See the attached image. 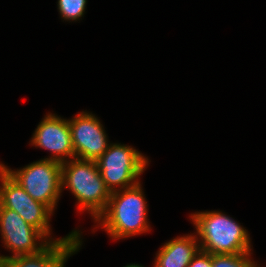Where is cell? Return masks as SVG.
<instances>
[{"label":"cell","mask_w":266,"mask_h":267,"mask_svg":"<svg viewBox=\"0 0 266 267\" xmlns=\"http://www.w3.org/2000/svg\"><path fill=\"white\" fill-rule=\"evenodd\" d=\"M0 234L5 249L13 254L12 256L0 255V261L18 255L37 253L51 242L16 211L5 207H0Z\"/></svg>","instance_id":"7"},{"label":"cell","mask_w":266,"mask_h":267,"mask_svg":"<svg viewBox=\"0 0 266 267\" xmlns=\"http://www.w3.org/2000/svg\"><path fill=\"white\" fill-rule=\"evenodd\" d=\"M5 172L34 200L54 212L62 193L61 163L43 158L17 170L5 166Z\"/></svg>","instance_id":"5"},{"label":"cell","mask_w":266,"mask_h":267,"mask_svg":"<svg viewBox=\"0 0 266 267\" xmlns=\"http://www.w3.org/2000/svg\"><path fill=\"white\" fill-rule=\"evenodd\" d=\"M199 250L195 232L175 237L157 251L153 267H188Z\"/></svg>","instance_id":"11"},{"label":"cell","mask_w":266,"mask_h":267,"mask_svg":"<svg viewBox=\"0 0 266 267\" xmlns=\"http://www.w3.org/2000/svg\"><path fill=\"white\" fill-rule=\"evenodd\" d=\"M31 145L51 152L46 159L59 163L75 158L67 119L47 113L39 122L30 140Z\"/></svg>","instance_id":"9"},{"label":"cell","mask_w":266,"mask_h":267,"mask_svg":"<svg viewBox=\"0 0 266 267\" xmlns=\"http://www.w3.org/2000/svg\"><path fill=\"white\" fill-rule=\"evenodd\" d=\"M0 207L16 211L28 224L40 230L50 241V218L53 211L45 204L34 200L6 172L5 165L0 162Z\"/></svg>","instance_id":"6"},{"label":"cell","mask_w":266,"mask_h":267,"mask_svg":"<svg viewBox=\"0 0 266 267\" xmlns=\"http://www.w3.org/2000/svg\"><path fill=\"white\" fill-rule=\"evenodd\" d=\"M251 255L252 253L212 254V267H260Z\"/></svg>","instance_id":"12"},{"label":"cell","mask_w":266,"mask_h":267,"mask_svg":"<svg viewBox=\"0 0 266 267\" xmlns=\"http://www.w3.org/2000/svg\"><path fill=\"white\" fill-rule=\"evenodd\" d=\"M68 122L75 158L97 161L111 144L100 119L82 111Z\"/></svg>","instance_id":"8"},{"label":"cell","mask_w":266,"mask_h":267,"mask_svg":"<svg viewBox=\"0 0 266 267\" xmlns=\"http://www.w3.org/2000/svg\"><path fill=\"white\" fill-rule=\"evenodd\" d=\"M189 217L196 228L200 250L210 254L252 253L248 231L222 211H200Z\"/></svg>","instance_id":"2"},{"label":"cell","mask_w":266,"mask_h":267,"mask_svg":"<svg viewBox=\"0 0 266 267\" xmlns=\"http://www.w3.org/2000/svg\"><path fill=\"white\" fill-rule=\"evenodd\" d=\"M69 189L79 212L88 211L95 220L105 211L111 195L97 162L73 158L61 164V190Z\"/></svg>","instance_id":"3"},{"label":"cell","mask_w":266,"mask_h":267,"mask_svg":"<svg viewBox=\"0 0 266 267\" xmlns=\"http://www.w3.org/2000/svg\"><path fill=\"white\" fill-rule=\"evenodd\" d=\"M188 267H212V254L199 250Z\"/></svg>","instance_id":"14"},{"label":"cell","mask_w":266,"mask_h":267,"mask_svg":"<svg viewBox=\"0 0 266 267\" xmlns=\"http://www.w3.org/2000/svg\"><path fill=\"white\" fill-rule=\"evenodd\" d=\"M81 233L75 229L63 238H55L37 253L5 258L0 267H65L68 258L82 246Z\"/></svg>","instance_id":"10"},{"label":"cell","mask_w":266,"mask_h":267,"mask_svg":"<svg viewBox=\"0 0 266 267\" xmlns=\"http://www.w3.org/2000/svg\"><path fill=\"white\" fill-rule=\"evenodd\" d=\"M142 184L111 192L105 211L95 220L112 240L126 239L151 231Z\"/></svg>","instance_id":"1"},{"label":"cell","mask_w":266,"mask_h":267,"mask_svg":"<svg viewBox=\"0 0 266 267\" xmlns=\"http://www.w3.org/2000/svg\"><path fill=\"white\" fill-rule=\"evenodd\" d=\"M57 3L63 21L76 22L84 17L87 0H58Z\"/></svg>","instance_id":"13"},{"label":"cell","mask_w":266,"mask_h":267,"mask_svg":"<svg viewBox=\"0 0 266 267\" xmlns=\"http://www.w3.org/2000/svg\"><path fill=\"white\" fill-rule=\"evenodd\" d=\"M101 177L110 192L135 186L147 169L149 159L132 146L111 143L96 161Z\"/></svg>","instance_id":"4"},{"label":"cell","mask_w":266,"mask_h":267,"mask_svg":"<svg viewBox=\"0 0 266 267\" xmlns=\"http://www.w3.org/2000/svg\"><path fill=\"white\" fill-rule=\"evenodd\" d=\"M123 267H144L142 266L141 264H135V263H130V264H127L126 266H123Z\"/></svg>","instance_id":"15"}]
</instances>
